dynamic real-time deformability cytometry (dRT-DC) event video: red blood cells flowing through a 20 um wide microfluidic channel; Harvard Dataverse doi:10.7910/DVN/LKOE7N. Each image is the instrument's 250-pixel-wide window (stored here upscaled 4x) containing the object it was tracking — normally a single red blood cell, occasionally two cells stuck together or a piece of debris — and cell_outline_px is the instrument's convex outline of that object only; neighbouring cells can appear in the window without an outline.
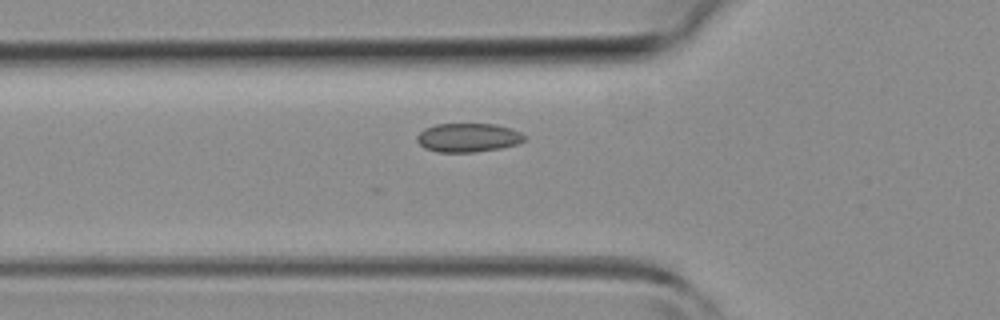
{"species": "common noctule bat (a hibernating species)", "species_latin": "Nyctalus noctula", "temperature_condition": "room temperature", "stored_images_in_passage": 31, "camera_frame_rate_fps": 3000, "um_per_image_px": 0.085, "animal": {"sex": "female", "body_mass_g": 19.3, "forearm_length_mm": 54.1}, "frame": {"image": 1, "passage_image": 6, "time_ms": 1.667, "image_size_px": [1000, 320], "cell_outline_px": [[528, 136], [524, 140], [516, 144], [500, 148], [472, 152], [436, 152], [424, 148], [416, 140], [416, 136], [424, 128], [436, 124], [496, 124], [512, 128]], "centroid_in_image_um": [39.78, 11.69], "position_along_channel_um": 86.0, "area_um2": 18.15}}
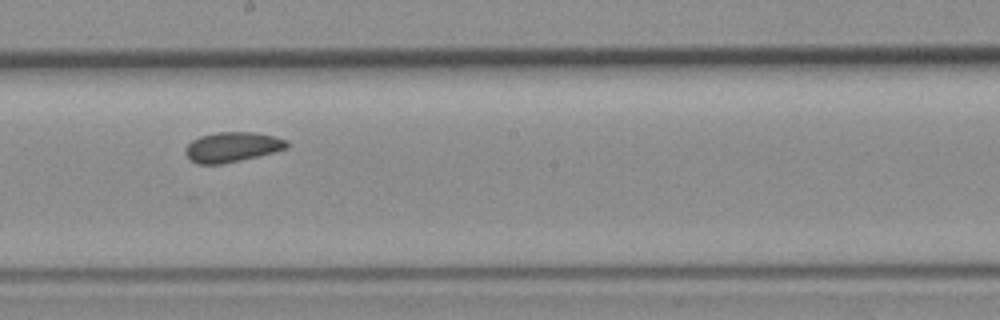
{"frame": {"image": 2, "passage_image": 15, "time_ms": 4.667, "image_size_px": [1000, 320], "cell_outline_px": [[288, 148], [276, 152], [240, 160], [220, 164], [196, 164], [184, 152], [184, 148], [192, 140], [200, 136], [216, 132], [252, 132], [276, 136], [288, 140]], "centroid_in_image_um": [19.76, 12.49], "position_along_channel_um": 228.4, "area_um2": 17.8}}
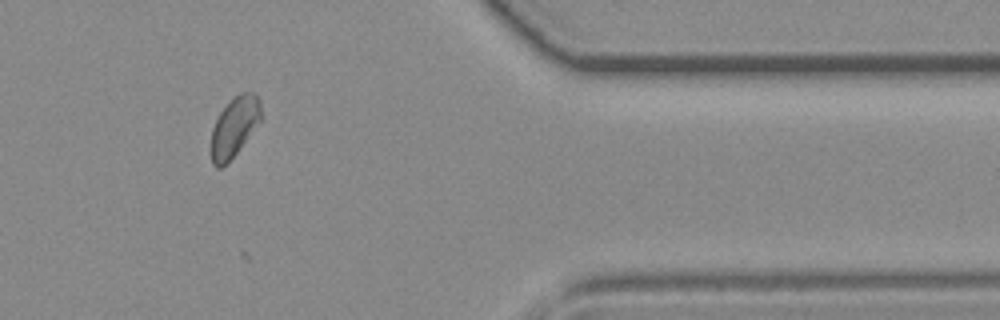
{"frame": {"image": 3, "passage_image": 27, "time_ms": 8.667, "image_size_px": [1000, 320], "cell_outline_px": [[260, 120], [236, 152], [220, 168], [216, 168], [212, 164], [212, 128], [220, 112], [240, 92], [252, 92], [260, 100]], "centroid_in_image_um": [19.91, 10.77], "position_along_channel_um": 391.5, "area_um2": 16.53}}